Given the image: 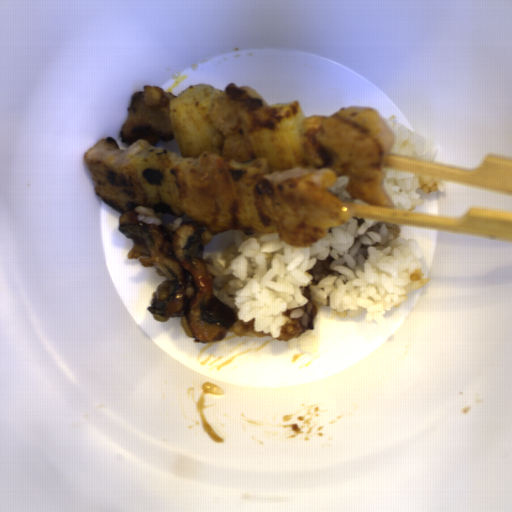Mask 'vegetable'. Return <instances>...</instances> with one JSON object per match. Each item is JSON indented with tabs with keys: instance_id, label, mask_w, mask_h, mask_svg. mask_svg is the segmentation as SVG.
Here are the masks:
<instances>
[{
	"instance_id": "1",
	"label": "vegetable",
	"mask_w": 512,
	"mask_h": 512,
	"mask_svg": "<svg viewBox=\"0 0 512 512\" xmlns=\"http://www.w3.org/2000/svg\"><path fill=\"white\" fill-rule=\"evenodd\" d=\"M305 118L296 100L271 102L253 112L247 135L254 156L247 162L231 159L226 168L236 192L231 211L233 230L270 233L257 209L254 188L269 180L264 175L309 167L302 134Z\"/></svg>"
},
{
	"instance_id": "2",
	"label": "vegetable",
	"mask_w": 512,
	"mask_h": 512,
	"mask_svg": "<svg viewBox=\"0 0 512 512\" xmlns=\"http://www.w3.org/2000/svg\"><path fill=\"white\" fill-rule=\"evenodd\" d=\"M223 92L207 84H197L186 87L168 102L172 133L179 150L148 144L132 163L147 208L160 212L161 216L188 221L186 215L179 213L171 170L178 161L198 159L204 154L218 155L220 134L211 127L209 109Z\"/></svg>"
}]
</instances>
